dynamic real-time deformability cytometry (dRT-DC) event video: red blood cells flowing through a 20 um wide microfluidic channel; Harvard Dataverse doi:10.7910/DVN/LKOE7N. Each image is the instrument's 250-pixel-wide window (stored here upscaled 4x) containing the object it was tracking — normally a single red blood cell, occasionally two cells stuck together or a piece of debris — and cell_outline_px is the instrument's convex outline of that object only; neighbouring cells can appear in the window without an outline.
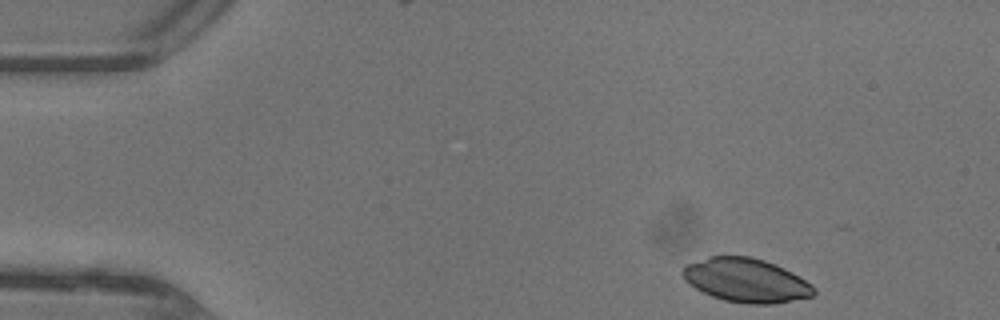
{"species": "common noctule bat (a hibernating species)", "species_latin": "Nyctalus noctula", "temperature_condition": "warm", "stored_images_in_passage": 11, "camera_frame_rate_fps": 3000, "um_per_image_px": 0.085, "animal": {"sex": "female"}, "frame": {"image": 1, "passage_image": 1, "time_ms": 0.0, "image_size_px": [1000, 320], "cell_outline_px": [[816, 292], [812, 296], [776, 304], [748, 304], [724, 300], [712, 296], [696, 288], [684, 280], [680, 272], [684, 264], [708, 256], [748, 256], [764, 260], [784, 268], [792, 272], [812, 284], [816, 288]], "centroid_in_image_um": [63.4, 23.82], "position_along_channel_um": 21.6, "area_um2": 33.76}}